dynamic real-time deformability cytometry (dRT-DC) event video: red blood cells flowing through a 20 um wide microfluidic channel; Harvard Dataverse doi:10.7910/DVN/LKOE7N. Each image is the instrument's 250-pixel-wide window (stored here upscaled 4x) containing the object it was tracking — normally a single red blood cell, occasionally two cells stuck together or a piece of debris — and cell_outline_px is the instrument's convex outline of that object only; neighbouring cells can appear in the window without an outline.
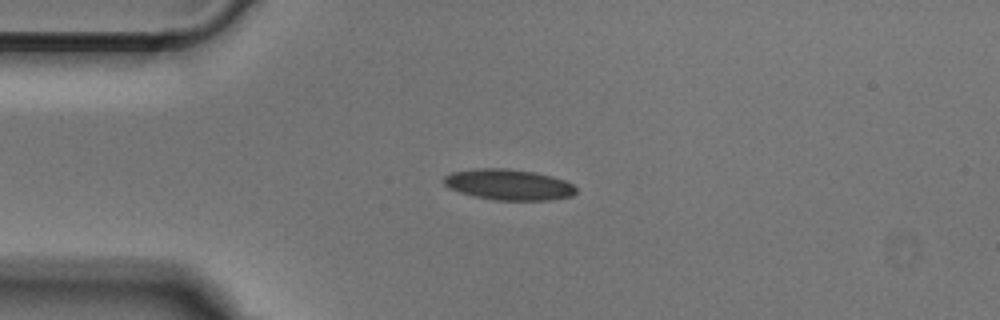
{"species": "Egyptian fruit bat (a non-hibernating species)", "species_latin": "Rousettus aegyptiacus", "temperature_condition": "cold", "stored_images_in_passage": 39, "camera_frame_rate_fps": 3000, "um_per_image_px": 0.085, "animal": {"sex": "male"}, "frame": {"image": 1, "passage_image": 1, "time_ms": 0.0, "image_size_px": [1000, 320], "cell_outline_px": [[576, 192], [572, 196], [548, 200], [496, 200], [476, 196], [460, 192], [448, 188], [440, 180], [444, 176], [452, 172], [472, 168], [508, 168], [532, 172], [552, 176], [564, 180], [572, 184], [576, 188]], "centroid_in_image_um": [43.19, 15.68], "position_along_channel_um": 41.8, "area_um2": 23.81}}
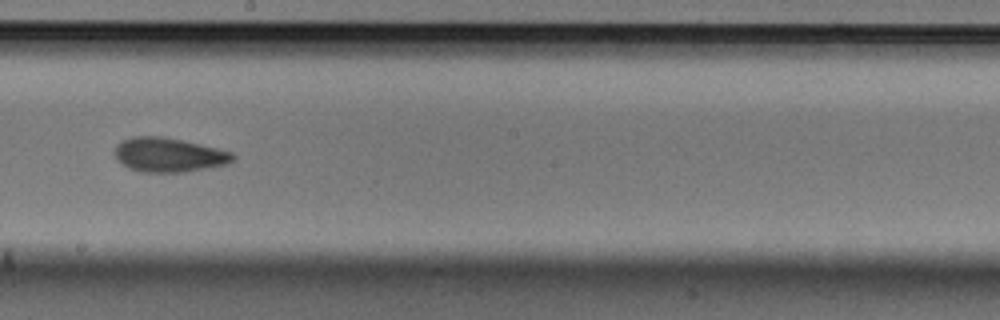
{"frame": {"image": 2, "passage_image": 17, "time_ms": 5.333, "image_size_px": [1000, 320], "cell_outline_px": [[236, 156], [228, 164], [184, 172], [140, 172], [128, 168], [116, 160], [116, 144], [120, 140], [132, 136], [164, 136], [200, 144], [232, 152]], "centroid_in_image_um": [14.31, 13.16], "position_along_channel_um": 233.9, "area_um2": 23.7}}
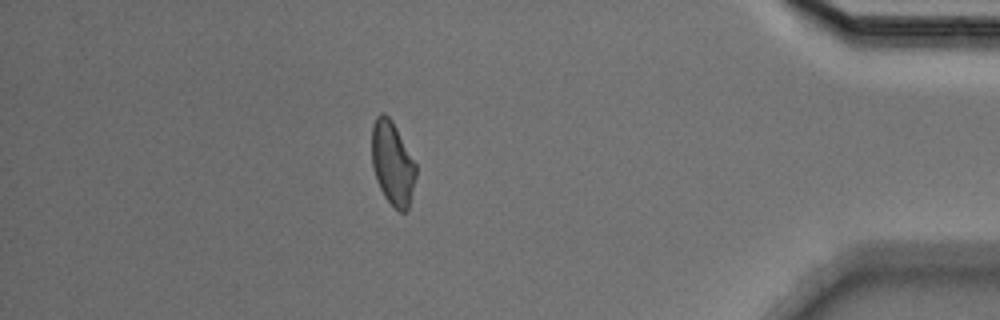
{"frame": {"image": 3, "passage_image": 33, "time_ms": 10.667, "image_size_px": [1000, 320], "cell_outline_px": [[416, 176], [408, 208], [404, 212], [400, 212], [384, 196], [376, 180], [372, 164], [372, 124], [376, 116], [380, 112], [384, 112], [392, 120], [416, 164]], "centroid_in_image_um": [33.35, 13.84], "position_along_channel_um": 401.9, "area_um2": 21.39}}